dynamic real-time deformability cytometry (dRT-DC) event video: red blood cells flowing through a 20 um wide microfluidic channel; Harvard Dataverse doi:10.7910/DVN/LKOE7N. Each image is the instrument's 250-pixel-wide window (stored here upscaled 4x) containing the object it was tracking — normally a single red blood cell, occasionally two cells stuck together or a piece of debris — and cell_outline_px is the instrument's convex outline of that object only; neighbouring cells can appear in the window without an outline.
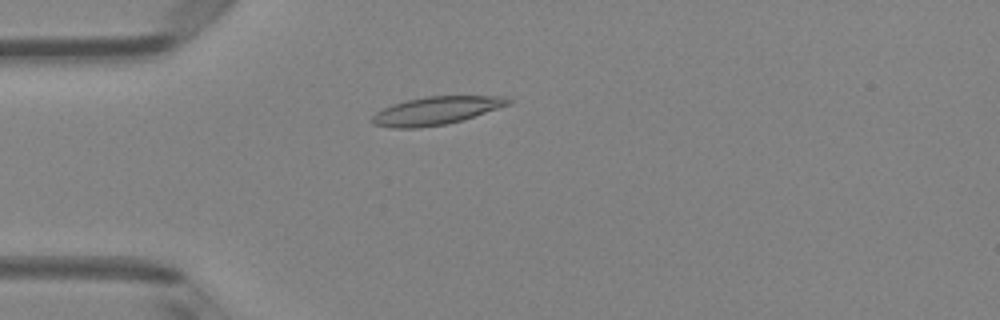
{"species": "Egyptian fruit bat (a non-hibernating species)", "species_latin": "Rousettus aegyptiacus", "temperature_condition": "room temperature", "stored_images_in_passage": 5, "camera_frame_rate_fps": 3000, "um_per_image_px": 0.085, "animal": {"sex": "female"}, "frame": {"image": 1, "passage_image": 4, "time_ms": 3.667, "image_size_px": [1000, 320], "cell_outline_px": [[512, 104], [448, 124], [420, 128], [392, 128], [372, 124], [372, 116], [376, 112], [392, 104], [404, 100], [428, 96], [508, 96], [512, 100]], "centroid_in_image_um": [37.08, 9.4], "position_along_channel_um": 47.9, "area_um2": 22.37}}